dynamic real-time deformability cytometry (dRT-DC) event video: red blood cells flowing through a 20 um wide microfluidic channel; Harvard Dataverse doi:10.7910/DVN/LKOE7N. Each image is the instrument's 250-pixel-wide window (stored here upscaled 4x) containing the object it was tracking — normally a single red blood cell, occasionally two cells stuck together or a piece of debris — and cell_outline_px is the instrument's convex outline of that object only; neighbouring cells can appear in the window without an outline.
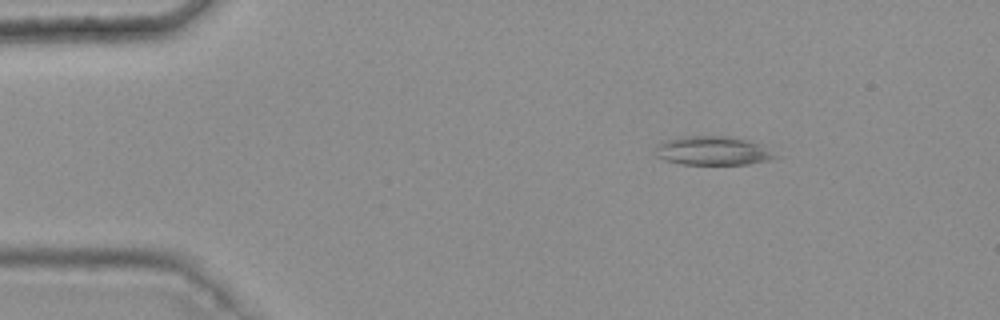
{"species": "common noctule bat (a hibernating species)", "species_latin": "Nyctalus noctula", "temperature_condition": "warm", "stored_images_in_passage": 4, "camera_frame_rate_fps": 3000, "um_per_image_px": 0.085, "animal": {"sex": "female", "body_mass_g": 25.1}, "frame": {"image": 1, "passage_image": 2, "time_ms": 0.333, "image_size_px": [1000, 320], "cell_outline_px": [[780, 156], [768, 160], [748, 164], [680, 164], [664, 160], [656, 156], [656, 144], [680, 136], [724, 136], [744, 140], [760, 144]], "centroid_in_image_um": [60.56, 12.82], "position_along_channel_um": 24.4, "area_um2": 20.0}}